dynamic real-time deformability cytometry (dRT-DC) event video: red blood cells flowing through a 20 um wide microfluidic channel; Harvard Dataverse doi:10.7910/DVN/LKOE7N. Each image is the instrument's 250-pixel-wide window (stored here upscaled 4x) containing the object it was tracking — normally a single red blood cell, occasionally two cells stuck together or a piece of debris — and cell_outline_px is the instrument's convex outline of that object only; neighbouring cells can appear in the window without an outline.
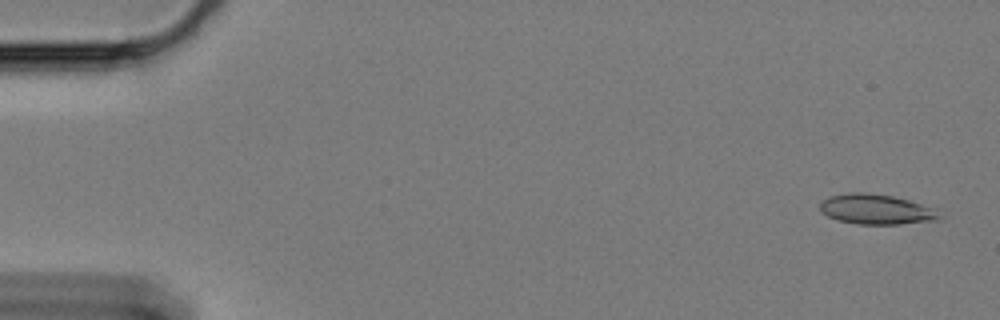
{"species": "Egyptian fruit bat (a non-hibernating species)", "species_latin": "Rousettus aegyptiacus", "temperature_condition": "cold", "stored_images_in_passage": 59, "camera_frame_rate_fps": 3000, "um_per_image_px": 0.085, "animal": {"sex": "female"}, "frame": {"image": 1, "passage_image": 1, "time_ms": 0.0, "image_size_px": [1000, 320], "cell_outline_px": [[944, 216], [940, 220], [900, 224], [856, 224], [840, 220], [828, 216], [820, 208], [820, 204], [828, 196], [852, 192], [860, 192], [892, 196], [908, 200], [936, 208]], "centroid_in_image_um": [74.56, 17.8], "position_along_channel_um": 10.4, "area_um2": 20.92}}
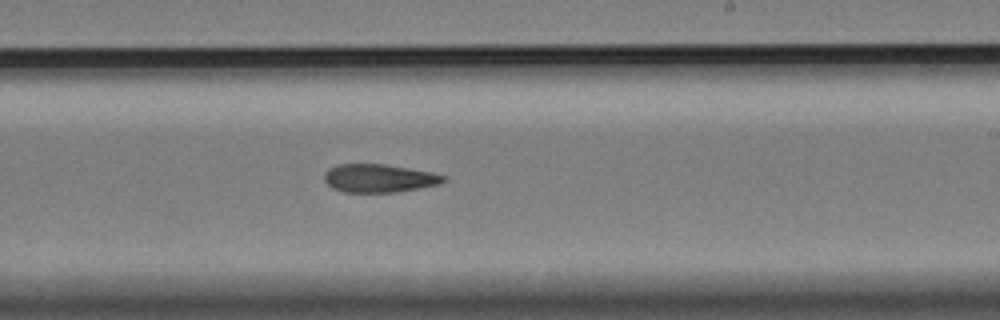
{"frame": {"image": 2, "passage_image": 35, "time_ms": 11.333, "image_size_px": [1000, 320], "cell_outline_px": [[448, 180], [440, 184], [420, 188], [396, 192], [344, 192], [332, 188], [324, 180], [324, 176], [328, 168], [340, 164], [384, 164], [432, 172], [448, 176]], "centroid_in_image_um": [32.26, 15.15], "position_along_channel_um": 256.7, "area_um2": 19.71}}
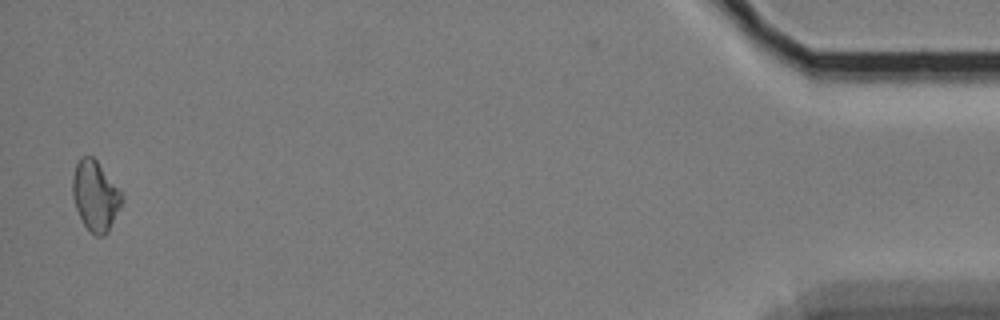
{"frame": {"image": 3, "passage_image": 58, "time_ms": 19.0, "image_size_px": [1000, 320], "cell_outline_px": [[120, 204], [108, 232], [104, 236], [96, 236], [84, 224], [76, 208], [72, 196], [72, 176], [76, 164], [80, 156], [92, 156], [96, 160], [120, 192]], "centroid_in_image_um": [8.04, 16.63], "position_along_channel_um": 427.2, "area_um2": 19.42}, "authors_computed_cell_mechanics": {"area_um2": 20.0566, "velocity_mm_per_s": 3.3126, "shape_relaxation_time_tau1_ms": null, "shape_relaxation_time_tau2_ms": 8.9505, "deformation_change_tau1": null, "deformation_change_tau2": 0.1633}}